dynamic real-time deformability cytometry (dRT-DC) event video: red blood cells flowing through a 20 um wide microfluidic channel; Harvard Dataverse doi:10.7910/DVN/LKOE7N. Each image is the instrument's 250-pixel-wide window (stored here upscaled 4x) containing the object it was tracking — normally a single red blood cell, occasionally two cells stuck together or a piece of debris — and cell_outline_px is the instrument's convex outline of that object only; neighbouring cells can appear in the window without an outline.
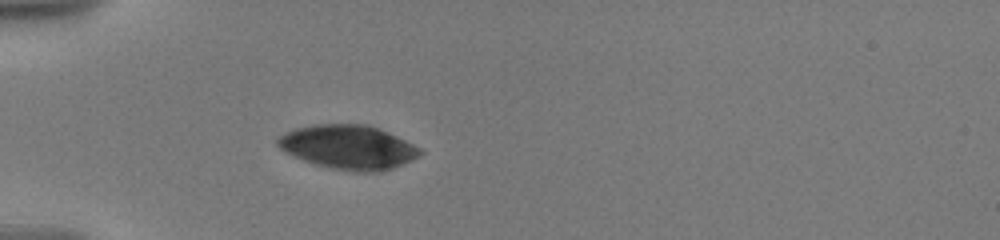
{"species": "human", "species_latin": "Homo sapiens", "temperature_condition": "warm", "stored_images_in_passage": 5, "camera_frame_rate_fps": 3000, "um_per_image_px": 0.085, "donor": {"sex": "male"}, "frame": {"image": 1, "passage_image": 1, "time_ms": 0.0, "image_size_px": [1000, 240], "cell_outline_px": [[424, 152], [392, 168], [380, 172], [348, 172], [316, 164], [304, 160], [280, 148], [276, 144], [276, 140], [280, 136], [296, 128], [316, 124], [368, 124], [396, 136], [420, 148]], "centroid_in_image_um": [29.6, 12.51], "position_along_channel_um": 55.4, "area_um2": 36.01}}
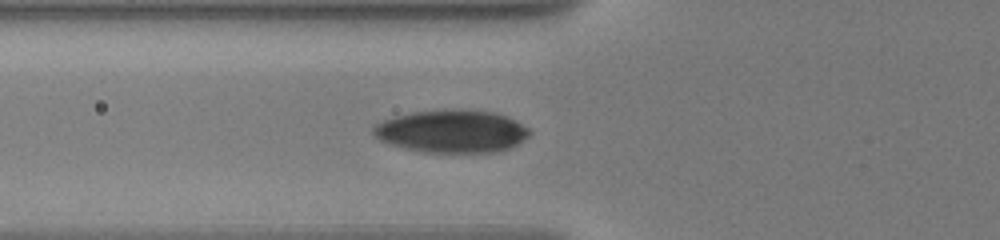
{"frame": {"image": 2, "passage_image": 3, "time_ms": 1.333, "image_size_px": [1000, 240], "cell_outline_px": [[532, 132], [528, 136], [516, 144], [508, 148], [492, 152], [424, 152], [404, 148], [380, 140], [372, 132], [372, 128], [376, 124], [384, 120], [396, 116], [412, 112], [456, 108], [460, 108], [496, 112], [528, 128]], "centroid_in_image_um": [38.38, 11.14], "position_along_channel_um": 87.4, "area_um2": 38.67}}
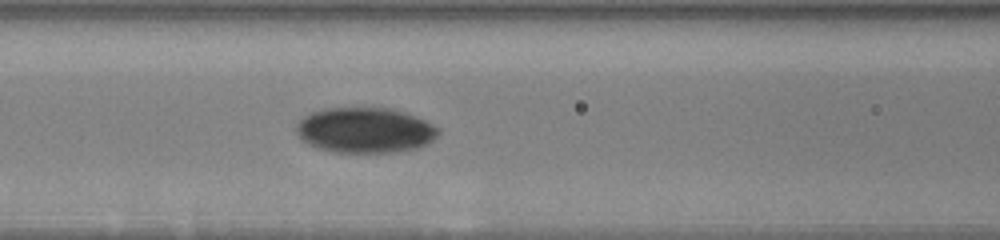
{"frame": {"image": 3, "passage_image": 5, "time_ms": 2.667, "image_size_px": [1000, 240], "cell_outline_px": [[440, 132], [428, 144], [416, 148], [400, 152], [336, 152], [316, 148], [308, 144], [296, 132], [296, 124], [304, 116], [312, 112], [324, 108], [392, 108], [404, 112], [424, 120], [440, 128]], "centroid_in_image_um": [31.03, 11.07], "position_along_channel_um": 135.6, "area_um2": 37.57}}